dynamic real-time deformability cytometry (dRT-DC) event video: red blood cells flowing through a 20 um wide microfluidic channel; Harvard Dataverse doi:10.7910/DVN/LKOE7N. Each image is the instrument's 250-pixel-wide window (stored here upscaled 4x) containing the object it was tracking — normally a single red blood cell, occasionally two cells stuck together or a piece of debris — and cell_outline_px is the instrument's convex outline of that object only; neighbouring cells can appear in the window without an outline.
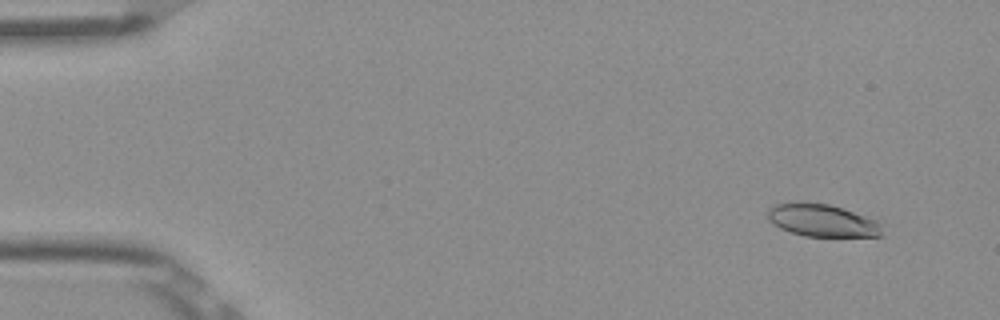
{"species": "Egyptian fruit bat (a non-hibernating species)", "species_latin": "Rousettus aegyptiacus", "temperature_condition": "room temperature", "stored_images_in_passage": 53, "camera_frame_rate_fps": 3000, "um_per_image_px": 0.085, "frame": {"image": 1, "passage_image": 5, "time_ms": 1.333, "image_size_px": [1000, 320], "cell_outline_px": [[884, 236], [804, 236], [780, 228], [772, 224], [768, 220], [768, 208], [776, 204], [796, 200], [804, 200], [828, 204], [876, 220], [880, 224]], "centroid_in_image_um": [69.82, 18.71], "position_along_channel_um": 15.2, "area_um2": 21.85}}
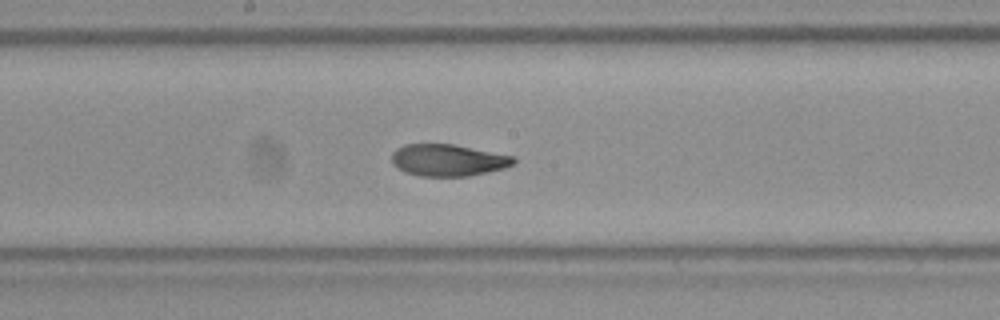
{"frame": {"image": 2, "passage_image": 29, "time_ms": 9.333, "image_size_px": [1000, 320], "cell_outline_px": [[516, 164], [504, 168], [488, 172], [468, 176], [420, 176], [404, 172], [396, 168], [392, 164], [392, 152], [396, 148], [404, 144], [452, 144], [516, 156]], "centroid_in_image_um": [38.09, 13.61], "position_along_channel_um": 210.1, "area_um2": 22.89}}
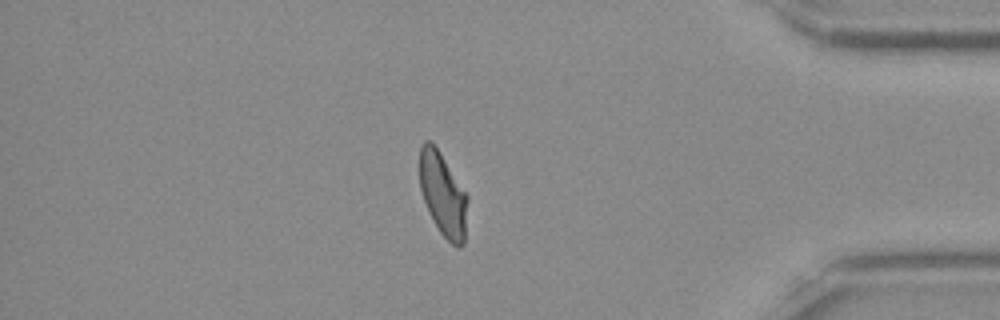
{"frame": {"image": 3, "passage_image": 46, "time_ms": 15.0, "image_size_px": [1000, 320], "cell_outline_px": [[468, 200], [464, 244], [460, 248], [456, 248], [440, 232], [428, 212], [420, 188], [420, 144], [424, 140], [432, 140], [440, 152], [468, 196]], "centroid_in_image_um": [37.65, 16.52], "position_along_channel_um": 397.5, "area_um2": 23.41}, "authors_computed_cell_mechanics": {"area_um2": 23.409, "velocity_mm_per_s": 3.8795, "shape_relaxation_time_tau1_ms": null, "shape_relaxation_time_tau2_ms": 1.6275, "deformation_change_tau1": null, "deformation_change_tau2": 0.0779}}